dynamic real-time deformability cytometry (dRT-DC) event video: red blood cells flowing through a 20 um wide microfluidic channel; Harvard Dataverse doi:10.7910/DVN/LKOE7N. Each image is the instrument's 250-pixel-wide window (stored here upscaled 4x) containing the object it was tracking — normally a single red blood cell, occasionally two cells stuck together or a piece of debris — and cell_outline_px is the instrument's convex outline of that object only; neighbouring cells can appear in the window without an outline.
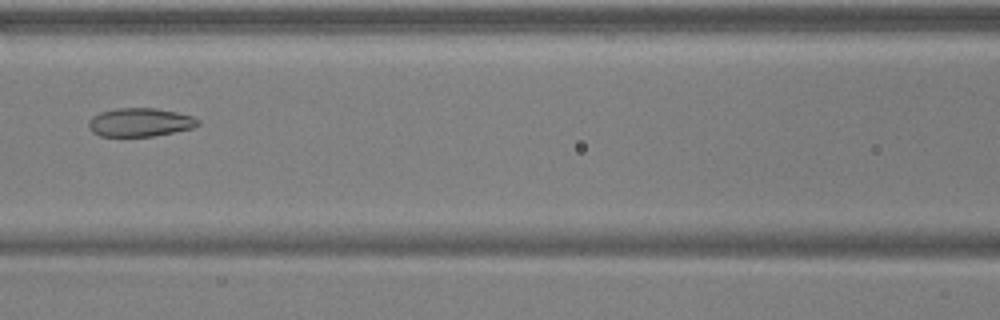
{"species": "common noctule bat (a hibernating species)", "species_latin": "Nyctalus noctula", "temperature_condition": "warm", "stored_images_in_passage": 7, "camera_frame_rate_fps": 3000, "um_per_image_px": 0.085, "animal": {"sex": "male", "body_mass_g": 17.9, "forearm_length_mm": 54.2}, "frame": {"image": 1, "passage_image": 7, "time_ms": 2.0, "image_size_px": [1000, 320], "cell_outline_px": [[200, 124], [192, 128], [152, 136], [100, 136], [92, 132], [88, 128], [88, 120], [92, 116], [100, 112], [116, 108], [156, 108], [176, 112], [192, 116], [200, 120]], "centroid_in_image_um": [11.87, 10.39], "position_along_channel_um": 154.7, "area_um2": 18.21}}